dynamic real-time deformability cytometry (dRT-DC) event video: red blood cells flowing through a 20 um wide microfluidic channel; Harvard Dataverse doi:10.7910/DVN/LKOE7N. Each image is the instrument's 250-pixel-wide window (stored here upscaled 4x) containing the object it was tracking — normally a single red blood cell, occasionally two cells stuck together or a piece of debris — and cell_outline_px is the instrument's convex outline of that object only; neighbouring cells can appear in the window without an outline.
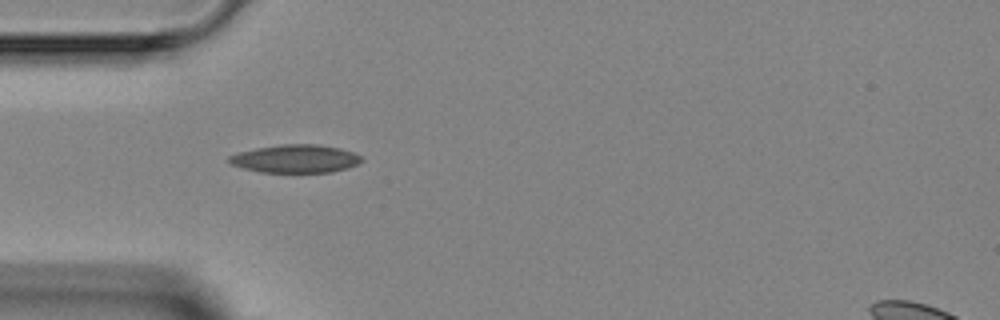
{"species": "Egyptian fruit bat (a non-hibernating species)", "species_latin": "Rousettus aegyptiacus", "temperature_condition": "room temperature", "stored_images_in_passage": 6, "camera_frame_rate_fps": 3000, "um_per_image_px": 0.085, "animal": {"sex": "female"}, "frame": {"image": 1, "passage_image": 4, "time_ms": 3.333, "image_size_px": [1000, 320], "cell_outline_px": [[364, 160], [348, 168], [332, 172], [260, 172], [228, 164], [228, 156], [236, 152], [256, 148], [284, 144], [316, 144], [340, 148], [352, 152], [360, 156]], "centroid_in_image_um": [25.08, 13.49], "position_along_channel_um": 59.9, "area_um2": 21.73}}
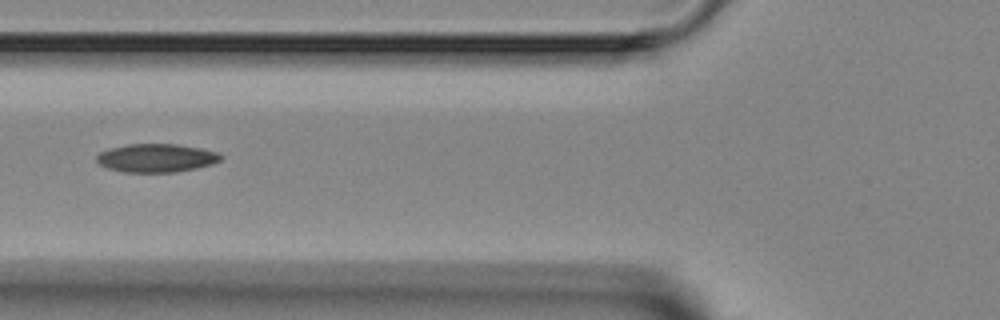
{"frame": {"image": 2, "passage_image": 5, "time_ms": 4.667, "image_size_px": [1000, 320], "cell_outline_px": [[224, 156], [220, 160], [212, 164], [196, 168], [176, 172], [124, 172], [108, 168], [100, 164], [96, 160], [96, 156], [100, 152], [108, 148], [128, 144], [176, 144], [200, 148], [216, 152]], "centroid_in_image_um": [13.28, 13.42], "position_along_channel_um": 112.5, "area_um2": 20.52}}
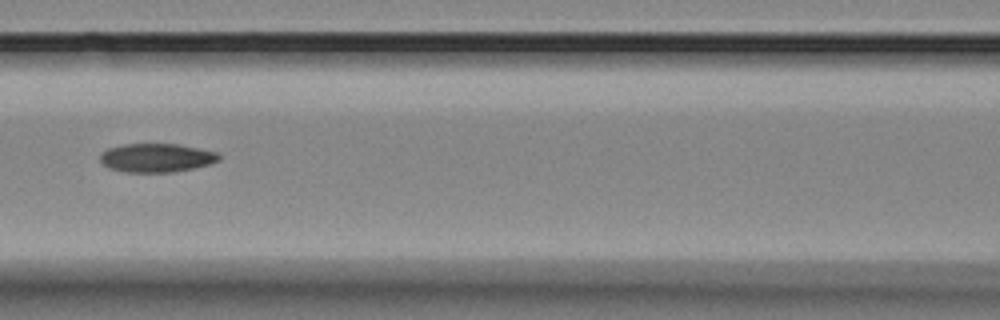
{"frame": {"image": 3, "passage_image": 6, "time_ms": 5.667, "image_size_px": [1000, 320], "cell_outline_px": [[220, 160], [208, 164], [192, 168], [172, 172], [124, 172], [108, 168], [100, 160], [100, 152], [108, 148], [124, 144], [180, 144], [216, 152], [220, 156]], "centroid_in_image_um": [13.27, 13.41], "position_along_channel_um": 153.3, "area_um2": 19.83}}